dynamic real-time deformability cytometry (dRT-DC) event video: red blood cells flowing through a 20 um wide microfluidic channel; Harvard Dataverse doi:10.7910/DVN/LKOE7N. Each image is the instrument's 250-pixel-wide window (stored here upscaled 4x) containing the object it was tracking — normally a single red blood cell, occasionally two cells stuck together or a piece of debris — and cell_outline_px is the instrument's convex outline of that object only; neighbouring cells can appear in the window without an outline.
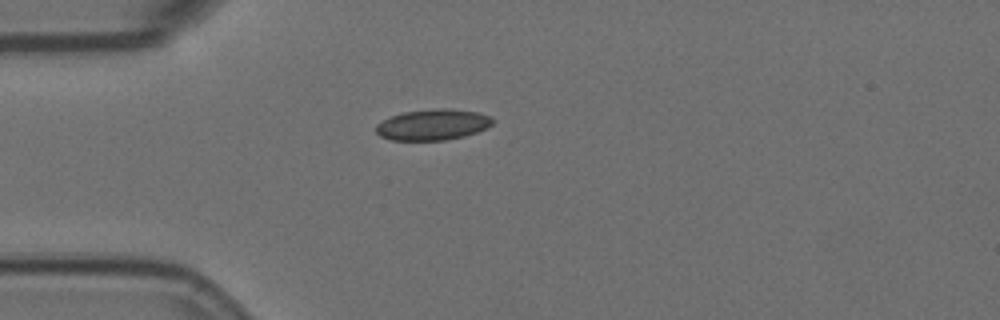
{"species": "Egyptian fruit bat (a non-hibernating species)", "species_latin": "Rousettus aegyptiacus", "temperature_condition": "room temperature", "stored_images_in_passage": 4, "camera_frame_rate_fps": 3000, "um_per_image_px": 0.085, "animal": {"sex": "female"}, "frame": {"image": 1, "passage_image": 4, "time_ms": 1.0, "image_size_px": [1000, 320], "cell_outline_px": [[496, 120], [488, 128], [464, 136], [444, 140], [392, 140], [380, 136], [376, 132], [376, 124], [392, 116], [404, 112], [436, 108], [452, 108], [480, 112]], "centroid_in_image_um": [36.83, 10.59], "position_along_channel_um": 48.2, "area_um2": 21.1}}